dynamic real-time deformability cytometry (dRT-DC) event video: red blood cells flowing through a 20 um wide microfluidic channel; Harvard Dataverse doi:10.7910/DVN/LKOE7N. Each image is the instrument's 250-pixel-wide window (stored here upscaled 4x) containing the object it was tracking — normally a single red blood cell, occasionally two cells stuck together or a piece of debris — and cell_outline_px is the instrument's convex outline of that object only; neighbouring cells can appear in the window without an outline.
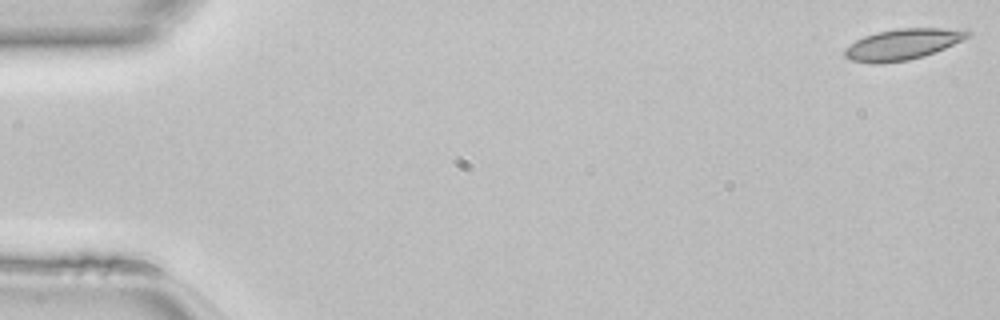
{"species": "common noctule bat (a hibernating species)", "species_latin": "Nyctalus noctula", "temperature_condition": "room temperature", "stored_images_in_passage": 48, "camera_frame_rate_fps": 3000, "um_per_image_px": 0.085, "animal": {"sex": "female", "body_mass_g": 22.7, "forearm_length_mm": 54.2}, "frame": {"image": 1, "passage_image": 1, "time_ms": 0.0, "image_size_px": [1000, 320], "cell_outline_px": [[972, 36], [964, 40], [924, 56], [908, 60], [880, 64], [872, 64], [852, 60], [844, 56], [844, 48], [856, 40], [864, 36], [876, 32], [900, 28], [940, 28], [972, 32]], "centroid_in_image_um": [76.69, 3.77], "position_along_channel_um": 8.3, "area_um2": 22.14}}
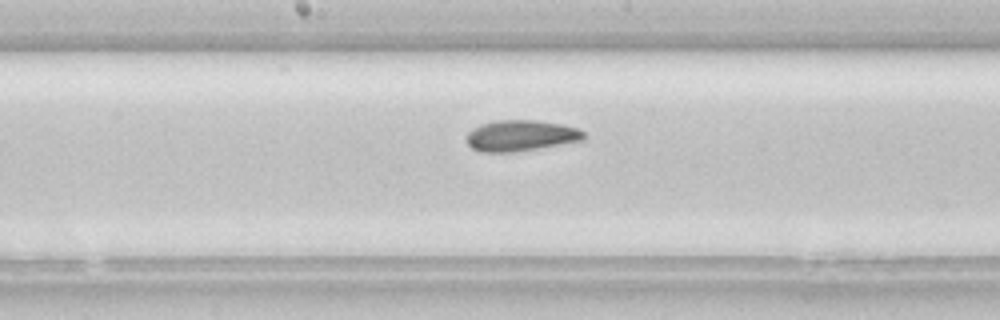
{"frame": {"image": 2, "passage_image": 25, "time_ms": 8.0, "image_size_px": [1000, 320], "cell_outline_px": [[588, 136], [584, 140], [516, 152], [480, 152], [472, 148], [464, 140], [464, 136], [472, 128], [480, 124], [496, 120], [536, 120], [564, 124], [576, 128], [584, 132]], "centroid_in_image_um": [44.24, 11.53], "position_along_channel_um": 204.0, "area_um2": 21.56}}
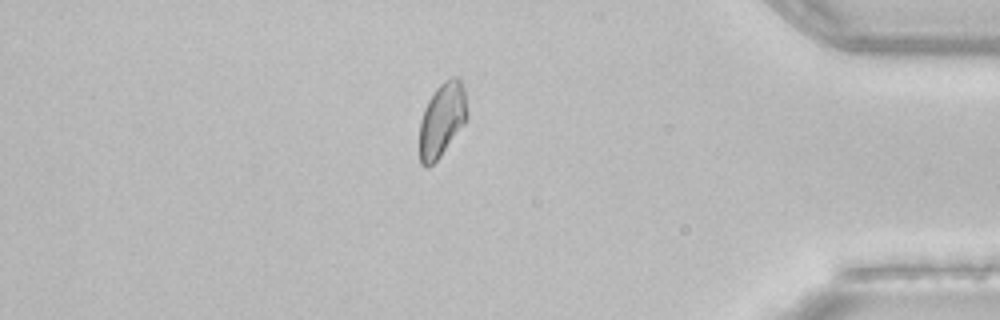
{"frame": {"image": 3, "passage_image": 41, "time_ms": 13.333, "image_size_px": [1000, 320], "cell_outline_px": [[468, 120], [440, 156], [428, 168], [424, 168], [420, 164], [420, 120], [424, 108], [428, 100], [436, 88], [444, 80], [452, 76], [456, 76], [460, 80], [464, 88], [468, 112]], "centroid_in_image_um": [37.58, 10.17], "position_along_channel_um": 397.6, "area_um2": 20.75}}